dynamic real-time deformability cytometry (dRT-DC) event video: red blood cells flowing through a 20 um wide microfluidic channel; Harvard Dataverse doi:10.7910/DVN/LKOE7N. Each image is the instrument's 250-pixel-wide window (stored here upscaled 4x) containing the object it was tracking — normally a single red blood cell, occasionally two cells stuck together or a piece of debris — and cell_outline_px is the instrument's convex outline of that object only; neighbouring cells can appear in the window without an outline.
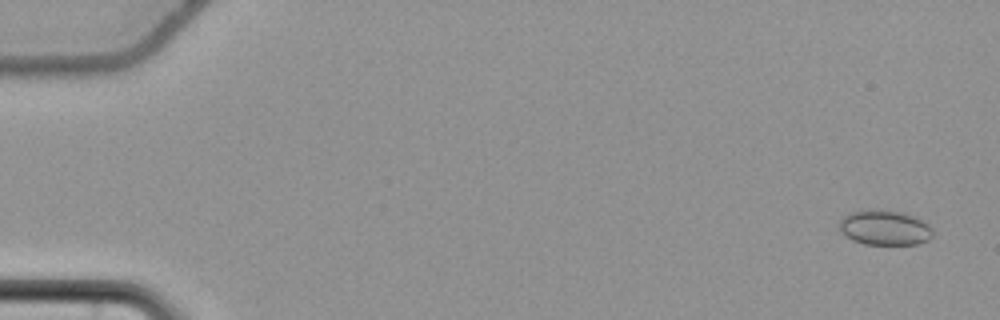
{"species": "common noctule bat (a hibernating species)", "species_latin": "Nyctalus noctula", "temperature_condition": "cold", "stored_images_in_passage": 59, "camera_frame_rate_fps": 3000, "um_per_image_px": 0.085, "animal": {"sex": "female", "body_mass_g": 22.7, "forearm_length_mm": 54.2}, "frame": {"image": 1, "passage_image": 3, "time_ms": 0.667, "image_size_px": [1000, 320], "cell_outline_px": [[932, 236], [928, 240], [916, 244], [864, 244], [852, 240], [840, 232], [840, 220], [844, 216], [852, 212], [904, 212], [924, 220], [932, 228]], "centroid_in_image_um": [75.24, 19.39], "position_along_channel_um": 9.8, "area_um2": 18.5}}
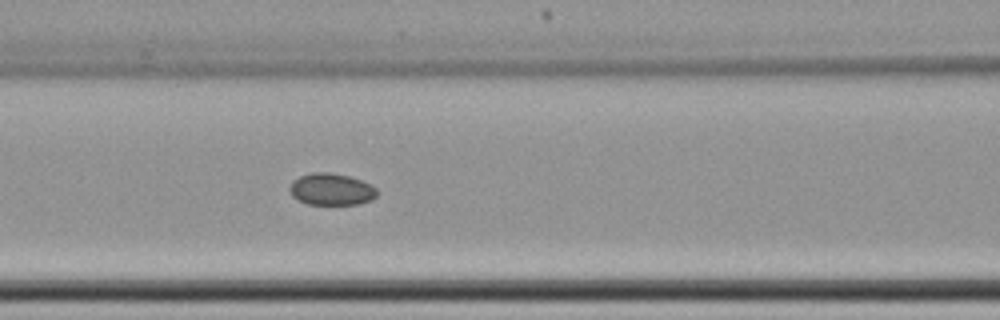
{"frame": {"image": 2, "passage_image": 27, "time_ms": 8.667, "image_size_px": [1000, 320], "cell_outline_px": [[376, 196], [372, 200], [356, 204], [308, 204], [292, 196], [288, 188], [292, 180], [300, 176], [312, 172], [332, 172], [348, 176], [372, 184], [376, 188]], "centroid_in_image_um": [28.15, 16.08], "position_along_channel_um": 138.5, "area_um2": 16.24}}
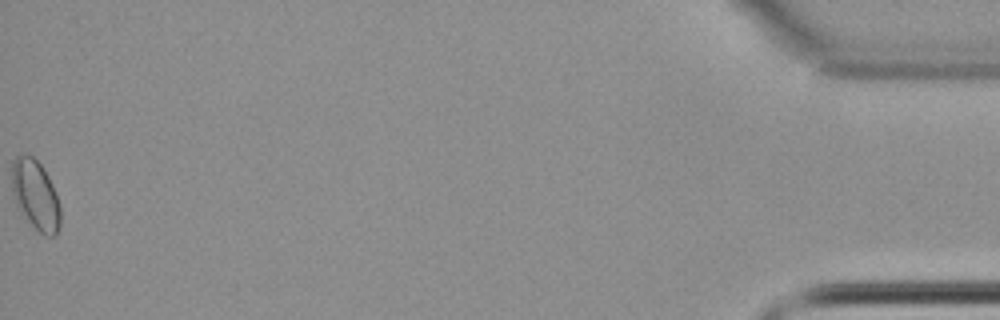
{"frame": {"image": 3, "passage_image": 59, "time_ms": 19.333, "image_size_px": [1000, 320], "cell_outline_px": [[60, 228], [56, 236], [44, 236], [28, 220], [16, 204], [12, 192], [12, 160], [16, 156], [24, 152], [32, 156], [44, 168], [52, 184], [60, 204]], "centroid_in_image_um": [3.03, 16.55], "position_along_channel_um": 432.2, "area_um2": 19.83}}